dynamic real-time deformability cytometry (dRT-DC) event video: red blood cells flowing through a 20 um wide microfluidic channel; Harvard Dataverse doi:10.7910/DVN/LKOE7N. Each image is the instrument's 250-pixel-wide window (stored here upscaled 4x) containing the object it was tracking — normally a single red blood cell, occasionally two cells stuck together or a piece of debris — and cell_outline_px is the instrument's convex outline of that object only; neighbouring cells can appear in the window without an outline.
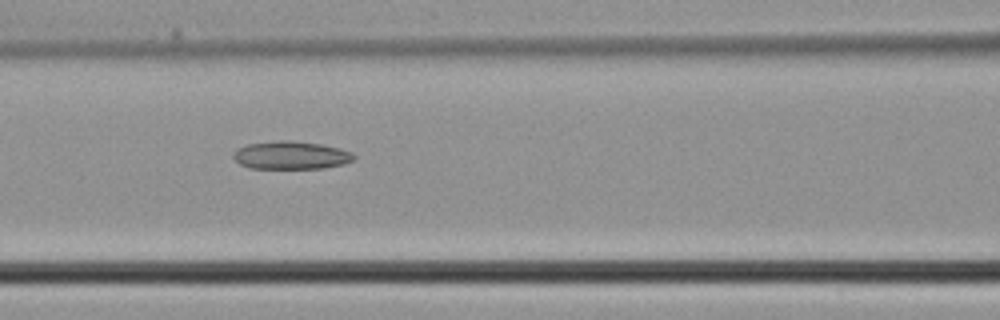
{"species": "common noctule bat (a hibernating species)", "species_latin": "Nyctalus noctula", "temperature_condition": "cold", "stored_images_in_passage": 3, "camera_frame_rate_fps": 3000, "um_per_image_px": 0.085, "animal": {"sex": "male", "body_mass_g": 21.5, "forearm_length_mm": 52.0}, "frame": {"image": 1, "passage_image": 3, "time_ms": 0.667, "image_size_px": [1000, 320], "cell_outline_px": [[356, 156], [352, 160], [344, 164], [324, 168], [248, 168], [240, 164], [232, 156], [232, 152], [236, 148], [248, 144], [280, 140], [292, 140], [320, 144], [340, 148], [352, 152]], "centroid_in_image_um": [24.72, 13.19], "position_along_channel_um": 141.9, "area_um2": 19.77}}